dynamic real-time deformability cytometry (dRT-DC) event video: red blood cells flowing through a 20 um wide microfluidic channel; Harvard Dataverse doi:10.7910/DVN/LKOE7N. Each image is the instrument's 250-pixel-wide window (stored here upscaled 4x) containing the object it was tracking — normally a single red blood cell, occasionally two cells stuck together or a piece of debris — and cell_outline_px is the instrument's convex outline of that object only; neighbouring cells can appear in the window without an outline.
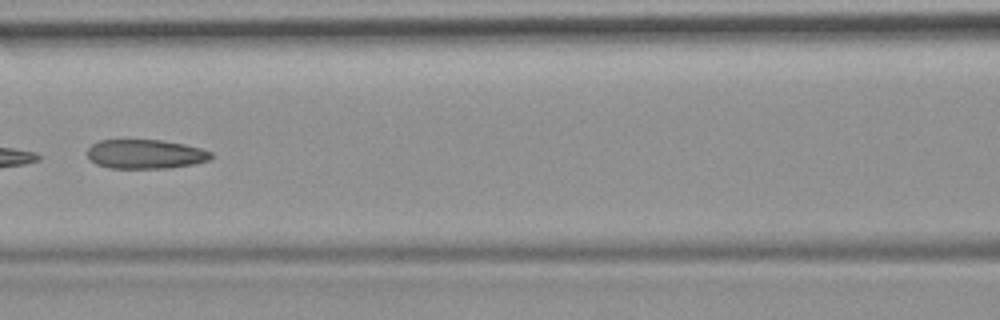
{"species": "common noctule bat (a hibernating species)", "species_latin": "Nyctalus noctula", "temperature_condition": "room temperature", "stored_images_in_passage": 8, "camera_frame_rate_fps": 3000, "um_per_image_px": 0.085, "animal": {"sex": "female", "body_mass_g": 19.9}, "frame": {"image": 1, "passage_image": 5, "time_ms": 5.667, "image_size_px": [1000, 320], "cell_outline_px": [[212, 156], [208, 160], [192, 164], [168, 168], [108, 168], [96, 164], [88, 156], [88, 148], [92, 144], [100, 140], [160, 140], [184, 144], [200, 148], [212, 152]], "centroid_in_image_um": [12.35, 13.1], "position_along_channel_um": 154.3, "area_um2": 20.92}}
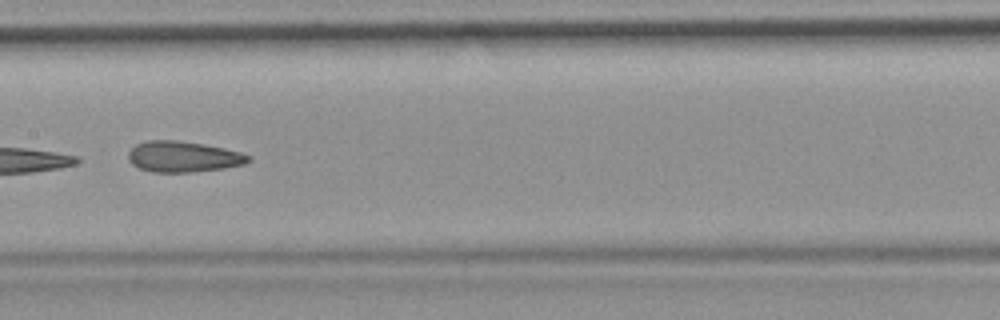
{"frame": {"image": 2, "passage_image": 6, "time_ms": 6.667, "image_size_px": [1000, 320], "cell_outline_px": [[252, 160], [244, 164], [224, 168], [188, 172], [152, 172], [140, 168], [132, 164], [128, 160], [128, 152], [136, 144], [148, 140], [176, 140], [204, 144], [224, 148], [240, 152], [252, 156]], "centroid_in_image_um": [15.58, 13.31], "position_along_channel_um": 191.8, "area_um2": 21.62}}